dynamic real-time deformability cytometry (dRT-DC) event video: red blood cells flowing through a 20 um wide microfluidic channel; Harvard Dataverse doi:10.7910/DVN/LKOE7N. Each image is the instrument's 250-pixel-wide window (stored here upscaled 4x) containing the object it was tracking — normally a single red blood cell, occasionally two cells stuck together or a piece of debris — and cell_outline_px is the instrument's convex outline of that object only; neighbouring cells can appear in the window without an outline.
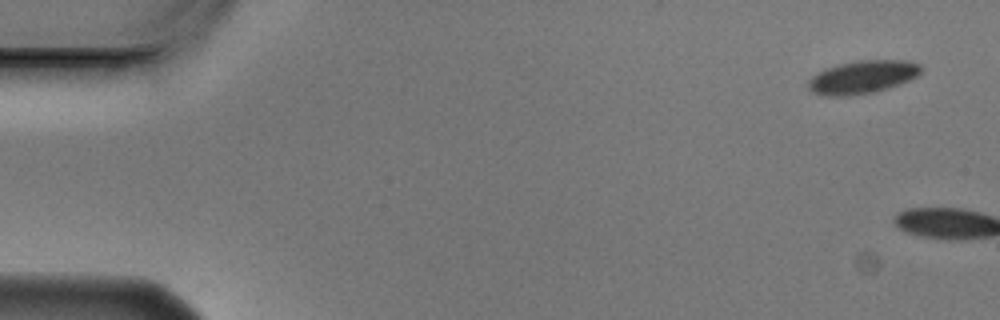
{"species": "Egyptian fruit bat (a non-hibernating species)", "species_latin": "Rousettus aegyptiacus", "temperature_condition": "cold", "stored_images_in_passage": 5, "camera_frame_rate_fps": 3000, "um_per_image_px": 0.085, "animal": {"sex": "male"}, "frame": {"image": 1, "passage_image": 1, "time_ms": 0.0, "image_size_px": [1000, 320], "cell_outline_px": [[924, 68], [916, 76], [900, 84], [876, 92], [848, 96], [824, 96], [812, 92], [808, 88], [808, 80], [816, 72], [824, 68], [840, 64], [860, 60], [908, 60], [920, 64]], "centroid_in_image_um": [73.3, 6.55], "position_along_channel_um": 11.7, "area_um2": 21.96}}
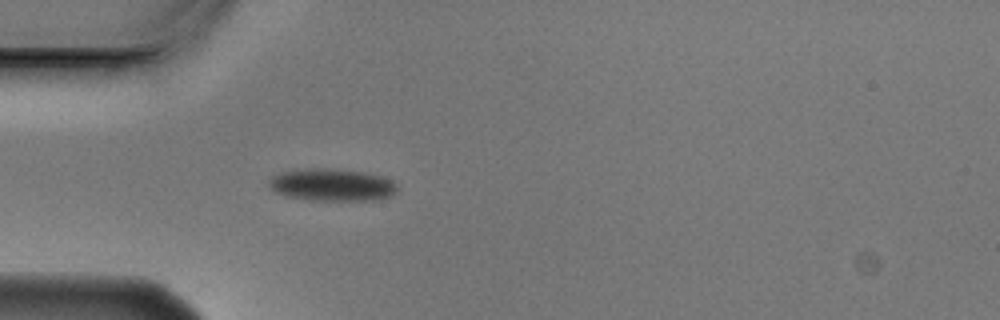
{"frame": {"image": 2, "passage_image": 5, "time_ms": 1.333, "image_size_px": [1000, 320], "cell_outline_px": [[396, 192], [392, 196], [372, 200], [312, 200], [288, 196], [276, 192], [268, 184], [268, 180], [272, 176], [280, 172], [296, 168], [332, 168], [364, 172], [380, 176], [392, 180], [396, 184]], "centroid_in_image_um": [28.19, 15.69], "position_along_channel_um": 56.8, "area_um2": 24.28}}